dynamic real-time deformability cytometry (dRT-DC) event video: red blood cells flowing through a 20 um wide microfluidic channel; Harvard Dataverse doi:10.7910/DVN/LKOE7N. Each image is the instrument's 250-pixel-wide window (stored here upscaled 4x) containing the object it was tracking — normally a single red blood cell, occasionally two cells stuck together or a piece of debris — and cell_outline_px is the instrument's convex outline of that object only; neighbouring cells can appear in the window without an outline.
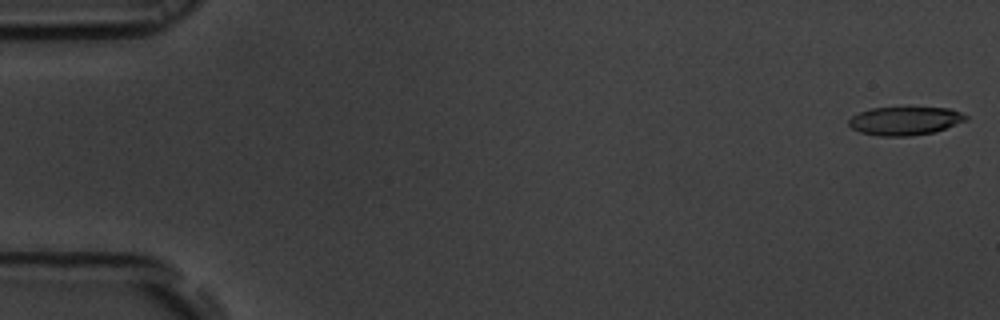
{"species": "common noctule bat (a hibernating species)", "species_latin": "Nyctalus noctula", "temperature_condition": "room temperature", "stored_images_in_passage": 14, "camera_frame_rate_fps": 3000, "um_per_image_px": 0.085, "animal": {"sex": "male", "body_mass_g": 19.5, "forearm_length_mm": 54.6}, "frame": {"image": 1, "passage_image": 1, "time_ms": 0.0, "image_size_px": [1000, 320], "cell_outline_px": [[968, 120], [932, 132], [908, 136], [880, 136], [860, 132], [852, 128], [848, 124], [848, 120], [852, 116], [860, 112], [872, 108], [948, 108], [960, 112], [968, 116]], "centroid_in_image_um": [76.9, 10.27], "position_along_channel_um": 8.1, "area_um2": 19.07}}